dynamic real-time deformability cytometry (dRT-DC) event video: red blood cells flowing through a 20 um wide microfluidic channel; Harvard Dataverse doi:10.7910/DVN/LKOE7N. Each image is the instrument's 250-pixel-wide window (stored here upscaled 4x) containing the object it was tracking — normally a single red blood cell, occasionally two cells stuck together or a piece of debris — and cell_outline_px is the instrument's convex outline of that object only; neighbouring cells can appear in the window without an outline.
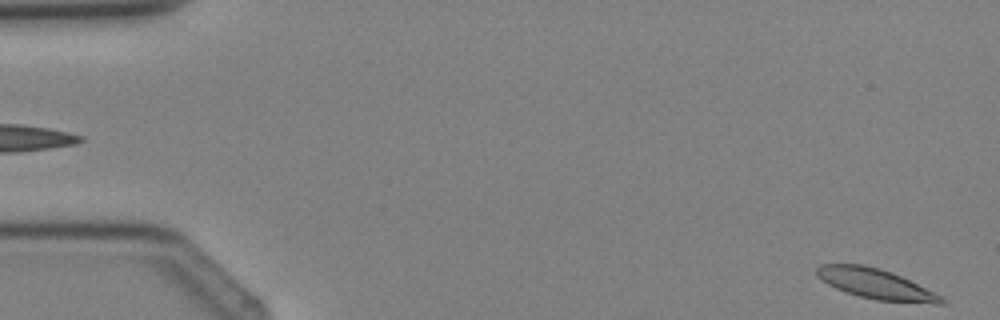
{"species": "Egyptian fruit bat (a non-hibernating species)", "species_latin": "Rousettus aegyptiacus", "temperature_condition": "cold", "stored_images_in_passage": 2, "camera_frame_rate_fps": 3000, "um_per_image_px": 0.085, "animal": {"sex": "female"}, "frame": {"image": 1, "passage_image": 2, "time_ms": 1.333, "image_size_px": [1000, 320], "cell_outline_px": [[944, 304], [936, 304], [876, 300], [860, 296], [836, 288], [828, 284], [816, 276], [816, 268], [820, 264], [864, 264], [880, 268], [892, 272], [940, 296], [944, 300]], "centroid_in_image_um": [74.38, 24.12], "position_along_channel_um": 10.6, "area_um2": 21.5}}